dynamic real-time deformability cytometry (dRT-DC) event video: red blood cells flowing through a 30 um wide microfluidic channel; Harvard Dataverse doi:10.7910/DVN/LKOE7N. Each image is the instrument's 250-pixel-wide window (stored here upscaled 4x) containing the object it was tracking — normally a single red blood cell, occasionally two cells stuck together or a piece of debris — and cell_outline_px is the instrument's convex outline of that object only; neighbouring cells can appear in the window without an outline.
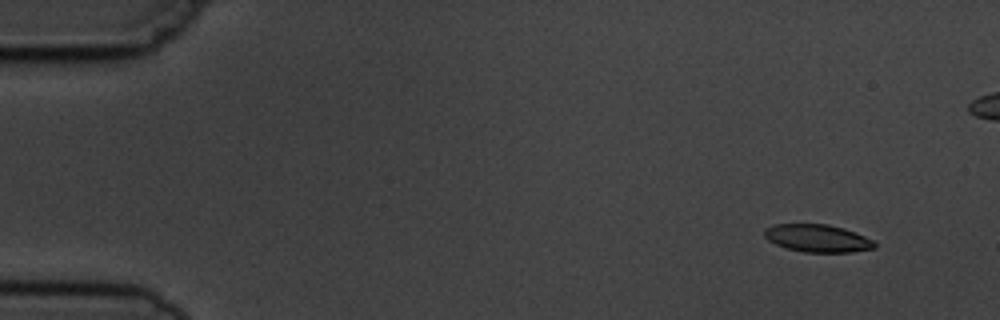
{"species": "common noctule bat (a hibernating species)", "species_latin": "Nyctalus noctula", "temperature_condition": "cold", "stored_images_in_passage": 5, "camera_frame_rate_fps": 3000, "um_per_image_px": 0.085, "animal": {"sex": "male", "body_mass_g": 19.5, "forearm_length_mm": 54.6}, "frame": {"image": 1, "passage_image": 1, "time_ms": 0.0, "image_size_px": [1000, 320], "cell_outline_px": [[876, 248], [852, 252], [804, 252], [788, 248], [776, 244], [768, 240], [764, 236], [764, 228], [772, 224], [828, 224], [844, 228], [864, 236], [872, 240], [876, 244]], "centroid_in_image_um": [69.47, 20.24], "position_along_channel_um": 15.5, "area_um2": 17.74}}